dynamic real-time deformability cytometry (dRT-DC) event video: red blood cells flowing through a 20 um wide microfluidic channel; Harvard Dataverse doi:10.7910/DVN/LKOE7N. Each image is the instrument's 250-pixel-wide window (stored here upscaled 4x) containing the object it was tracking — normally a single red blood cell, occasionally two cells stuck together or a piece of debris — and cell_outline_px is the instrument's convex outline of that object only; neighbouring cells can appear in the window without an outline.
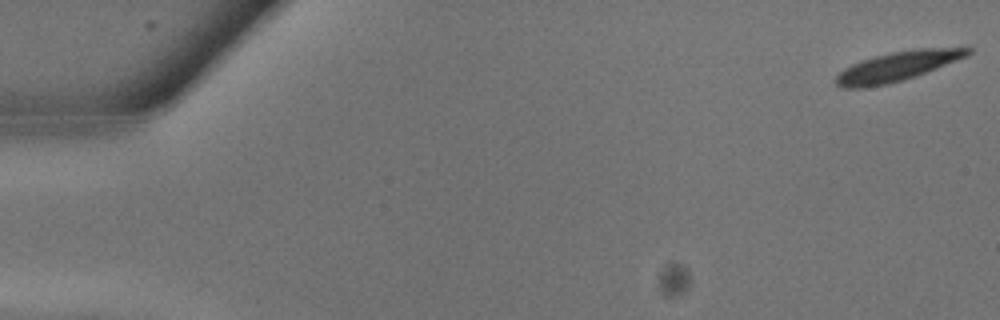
{"species": "common noctule bat (a hibernating species)", "species_latin": "Nyctalus noctula", "temperature_condition": "warm", "stored_images_in_passage": 17, "camera_frame_rate_fps": 3000, "um_per_image_px": 0.085, "animal": {"sex": "male", "body_mass_g": 13.3}, "frame": {"image": 1, "passage_image": 1, "time_ms": 0.0, "image_size_px": [1000, 320], "cell_outline_px": [[972, 52], [968, 56], [916, 76], [904, 80], [888, 84], [864, 88], [840, 88], [836, 84], [836, 76], [844, 68], [852, 64], [876, 56], [892, 52], [916, 48], [972, 48]], "centroid_in_image_um": [76.27, 5.65], "position_along_channel_um": 8.7, "area_um2": 22.54}}
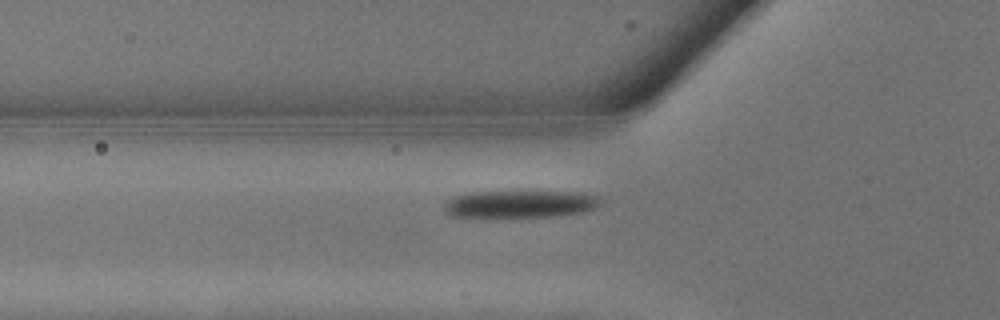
{"frame": {"image": 2, "passage_image": 10, "time_ms": 3.0, "image_size_px": [1000, 320], "cell_outline_px": [[600, 204], [596, 208], [584, 212], [560, 216], [452, 216], [444, 212], [444, 204], [452, 196], [472, 192], [580, 192], [600, 196]], "centroid_in_image_um": [44.25, 17.33], "position_along_channel_um": 81.6, "area_um2": 24.74}}
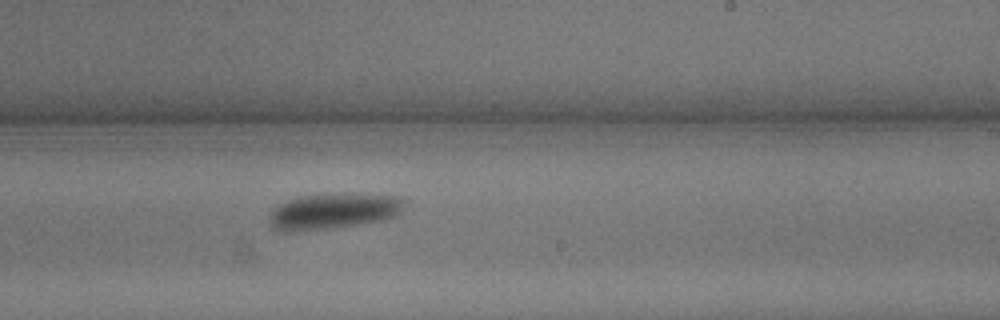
{"frame": {"image": 3, "passage_image": 17, "time_ms": 5.333, "image_size_px": [1000, 320], "cell_outline_px": [[408, 200], [404, 208], [400, 212], [384, 220], [328, 228], [276, 228], [272, 224], [268, 216], [276, 204], [284, 200], [296, 196], [328, 192], [352, 192], [400, 196]], "centroid_in_image_um": [28.45, 17.83], "position_along_channel_um": 260.6, "area_um2": 28.26}}